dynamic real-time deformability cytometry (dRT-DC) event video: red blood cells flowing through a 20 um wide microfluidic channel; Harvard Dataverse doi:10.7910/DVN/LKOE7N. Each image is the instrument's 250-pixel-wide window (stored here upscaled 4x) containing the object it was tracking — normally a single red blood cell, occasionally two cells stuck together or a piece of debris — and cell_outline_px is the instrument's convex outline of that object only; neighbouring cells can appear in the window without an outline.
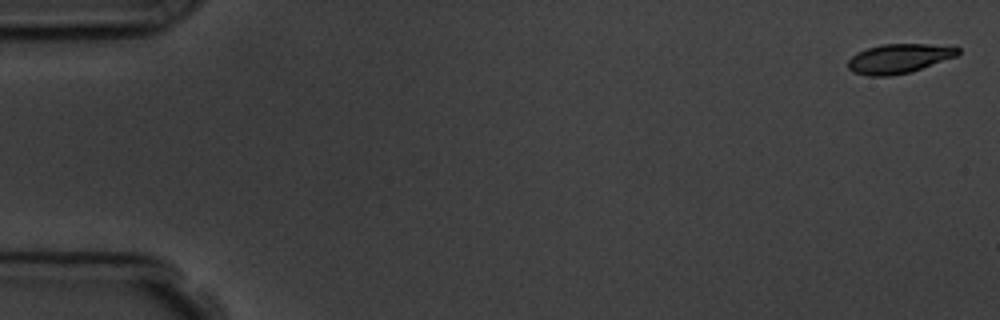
{"species": "common noctule bat (a hibernating species)", "species_latin": "Nyctalus noctula", "temperature_condition": "room temperature", "stored_images_in_passage": 6, "camera_frame_rate_fps": 3000, "um_per_image_px": 0.085, "animal": {"sex": "male", "body_mass_g": 19.5, "forearm_length_mm": 54.6}, "frame": {"image": 1, "passage_image": 1, "time_ms": 0.0, "image_size_px": [1000, 320], "cell_outline_px": [[960, 52], [956, 56], [912, 72], [888, 76], [868, 76], [852, 72], [848, 68], [848, 60], [856, 52], [868, 48], [884, 44], [956, 44], [960, 48]], "centroid_in_image_um": [76.46, 4.96], "position_along_channel_um": 8.5, "area_um2": 19.19}}
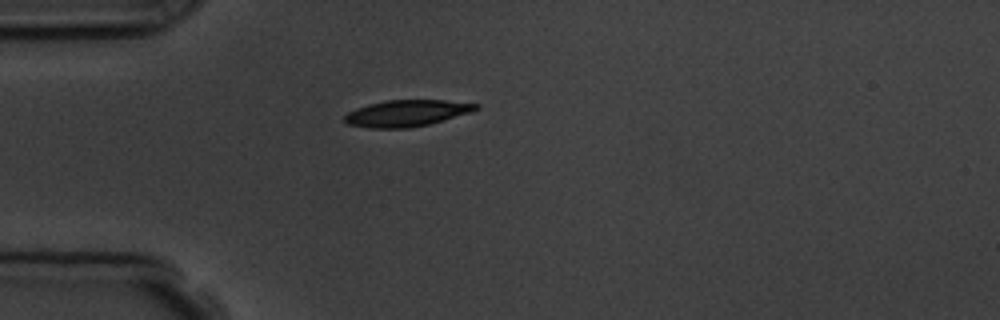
{"frame": {"image": 2, "passage_image": 5, "time_ms": 4.667, "image_size_px": [1000, 320], "cell_outline_px": [[480, 108], [472, 112], [428, 124], [408, 128], [368, 128], [348, 124], [344, 120], [344, 116], [348, 112], [356, 108], [368, 104], [388, 100], [444, 100], [480, 104]], "centroid_in_image_um": [34.57, 9.62], "position_along_channel_um": 50.4, "area_um2": 20.23}}